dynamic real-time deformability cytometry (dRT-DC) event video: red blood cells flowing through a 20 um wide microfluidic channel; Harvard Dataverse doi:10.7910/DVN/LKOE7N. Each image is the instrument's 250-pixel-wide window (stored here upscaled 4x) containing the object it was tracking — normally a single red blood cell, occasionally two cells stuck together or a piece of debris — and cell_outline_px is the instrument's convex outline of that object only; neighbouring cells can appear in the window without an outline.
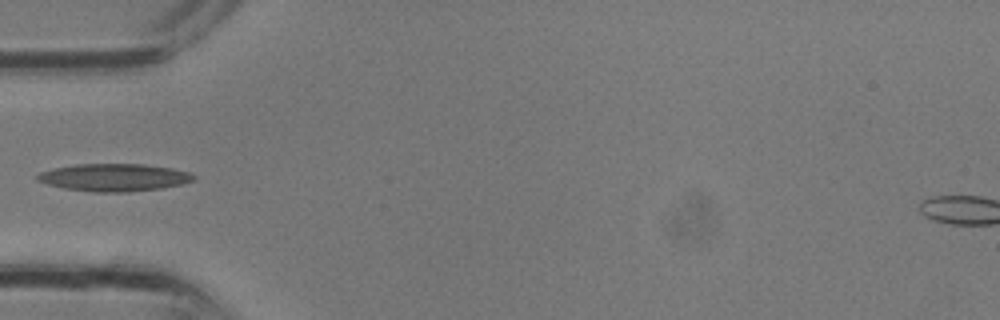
{"species": "common noctule bat (a hibernating species)", "species_latin": "Nyctalus noctula", "temperature_condition": "room temperature", "stored_images_in_passage": 12, "camera_frame_rate_fps": 3000, "um_per_image_px": 0.085, "animal": {"sex": "male", "body_mass_g": 13.3}, "frame": {"image": 1, "passage_image": 5, "time_ms": 1.333, "image_size_px": [1000, 320], "cell_outline_px": [[196, 180], [180, 184], [160, 188], [128, 192], [92, 192], [64, 188], [48, 184], [36, 180], [36, 176], [40, 172], [56, 168], [76, 164], [144, 164], [172, 168], [192, 172], [196, 176]], "centroid_in_image_um": [9.73, 15.08], "position_along_channel_um": 75.3, "area_um2": 25.09}}
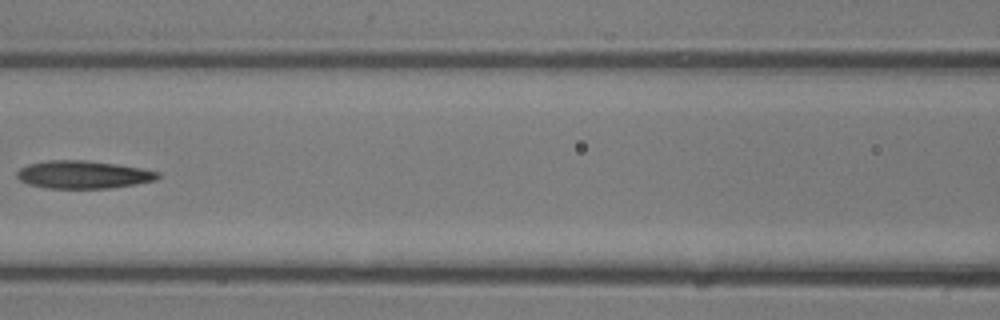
{"frame": {"image": 2, "passage_image": 9, "time_ms": 2.667, "image_size_px": [1000, 320], "cell_outline_px": [[160, 176], [156, 180], [108, 188], [48, 188], [28, 184], [20, 180], [16, 176], [16, 172], [20, 168], [28, 164], [48, 160], [84, 160], [116, 164], [140, 168], [160, 172]], "centroid_in_image_um": [7.04, 14.83], "position_along_channel_um": 159.6, "area_um2": 22.66}}
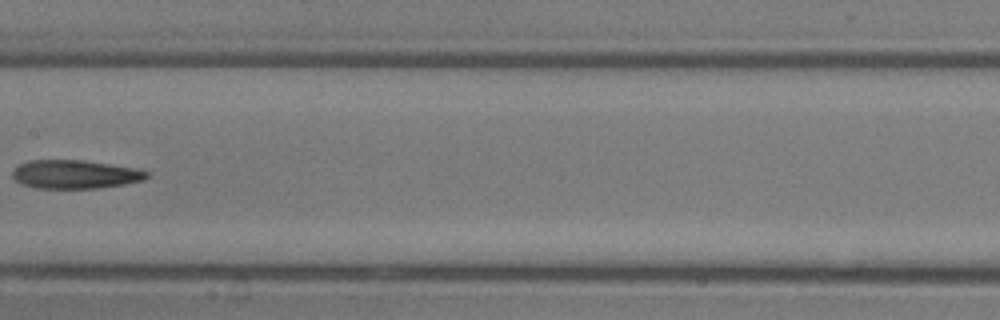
{"frame": {"image": 3, "passage_image": 11, "time_ms": 3.333, "image_size_px": [1000, 320], "cell_outline_px": [[148, 176], [144, 180], [124, 184], [96, 188], [36, 188], [20, 184], [12, 176], [12, 172], [20, 164], [28, 160], [84, 160], [132, 168], [148, 172]], "centroid_in_image_um": [6.33, 14.82], "position_along_channel_um": 201.1, "area_um2": 22.14}}